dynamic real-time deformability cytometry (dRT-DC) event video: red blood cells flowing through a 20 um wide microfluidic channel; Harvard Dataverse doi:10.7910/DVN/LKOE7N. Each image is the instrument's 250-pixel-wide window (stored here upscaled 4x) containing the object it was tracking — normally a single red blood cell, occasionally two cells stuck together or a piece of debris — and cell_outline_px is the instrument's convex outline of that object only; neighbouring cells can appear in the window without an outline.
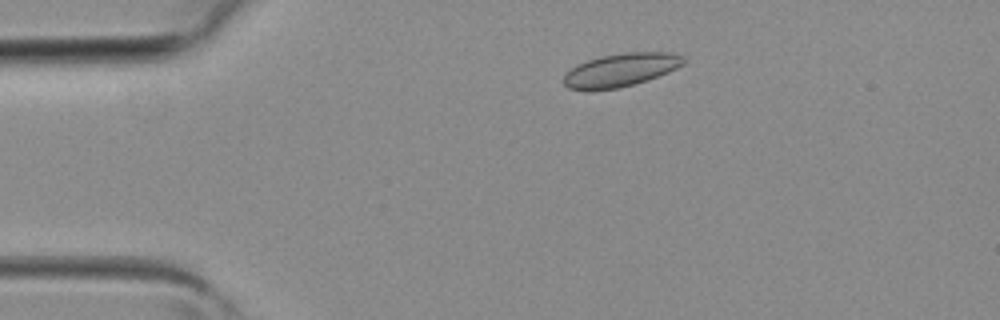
{"species": "common noctule bat (a hibernating species)", "species_latin": "Nyctalus noctula", "temperature_condition": "room temperature", "stored_images_in_passage": 2, "camera_frame_rate_fps": 3000, "um_per_image_px": 0.085, "animal": {"sex": "female", "body_mass_g": 19.3, "forearm_length_mm": 54.1}, "frame": {"image": 1, "passage_image": 1, "time_ms": 0.0, "image_size_px": [1000, 320], "cell_outline_px": [[688, 60], [684, 64], [668, 72], [620, 88], [588, 92], [568, 88], [564, 84], [564, 76], [576, 64], [600, 56], [624, 52], [668, 52], [684, 56]], "centroid_in_image_um": [52.74, 5.95], "position_along_channel_um": 32.3, "area_um2": 23.41}}